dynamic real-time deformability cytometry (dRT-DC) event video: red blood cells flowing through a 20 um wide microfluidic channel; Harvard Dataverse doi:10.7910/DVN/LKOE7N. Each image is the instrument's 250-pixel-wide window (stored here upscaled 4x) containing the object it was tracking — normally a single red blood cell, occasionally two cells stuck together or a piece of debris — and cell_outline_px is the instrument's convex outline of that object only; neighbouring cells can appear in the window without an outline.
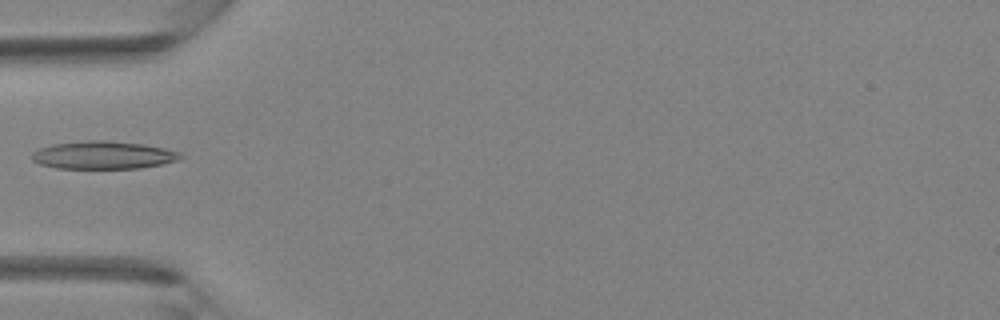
{"species": "Egyptian fruit bat (a non-hibernating species)", "species_latin": "Rousettus aegyptiacus", "temperature_condition": "room temperature", "stored_images_in_passage": 4, "camera_frame_rate_fps": 3000, "um_per_image_px": 0.085, "animal": {"sex": "female"}, "frame": {"image": 1, "passage_image": 4, "time_ms": 4.333, "image_size_px": [1000, 320], "cell_outline_px": [[184, 156], [176, 160], [160, 164], [140, 168], [56, 168], [40, 164], [32, 160], [32, 152], [40, 148], [52, 144], [88, 140], [104, 140], [144, 144], [164, 148], [180, 152]], "centroid_in_image_um": [8.76, 13.18], "position_along_channel_um": 76.2, "area_um2": 23.99}}